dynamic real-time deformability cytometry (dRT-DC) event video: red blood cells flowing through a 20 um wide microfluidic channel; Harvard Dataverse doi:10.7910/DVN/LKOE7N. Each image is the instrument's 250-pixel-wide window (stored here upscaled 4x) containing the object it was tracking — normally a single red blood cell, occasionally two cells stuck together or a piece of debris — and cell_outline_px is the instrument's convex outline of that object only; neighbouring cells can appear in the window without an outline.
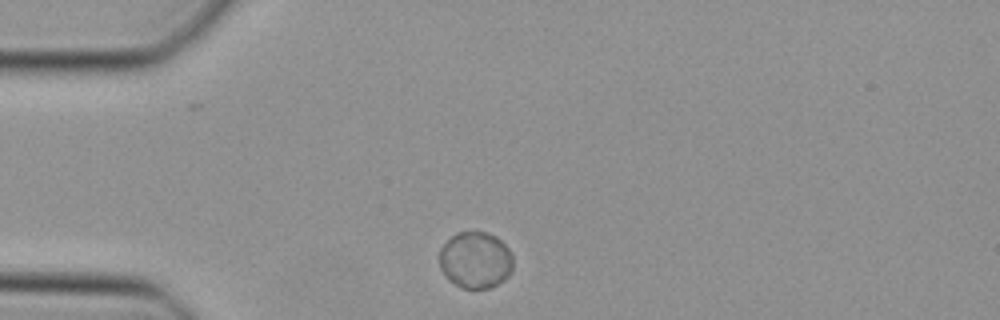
{"species": "Egyptian fruit bat (a non-hibernating species)", "species_latin": "Rousettus aegyptiacus", "temperature_condition": "cold", "stored_images_in_passage": 39, "camera_frame_rate_fps": 3000, "um_per_image_px": 0.085, "animal": {"sex": "female"}, "frame": {"image": 1, "passage_image": 2, "time_ms": 0.333, "image_size_px": [1000, 320], "cell_outline_px": [[512, 272], [504, 280], [492, 288], [460, 288], [448, 280], [440, 268], [440, 248], [456, 232], [484, 232], [496, 236], [508, 248], [512, 256]], "centroid_in_image_um": [40.41, 22.12], "position_along_channel_um": 44.6, "area_um2": 24.39}}
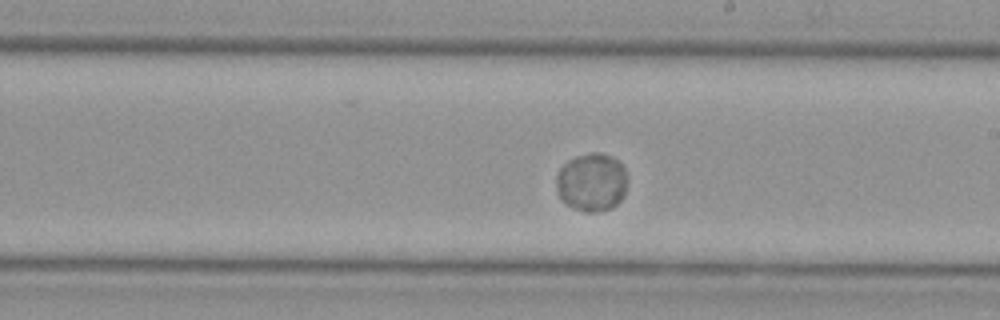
{"frame": {"image": 2, "passage_image": 18, "time_ms": 5.667, "image_size_px": [1000, 320], "cell_outline_px": [[624, 196], [612, 208], [596, 212], [584, 212], [572, 208], [564, 204], [560, 200], [556, 188], [556, 176], [560, 168], [568, 160], [576, 156], [592, 152], [600, 152], [612, 156], [624, 168]], "centroid_in_image_um": [50.23, 15.51], "position_along_channel_um": 238.8, "area_um2": 24.16}}
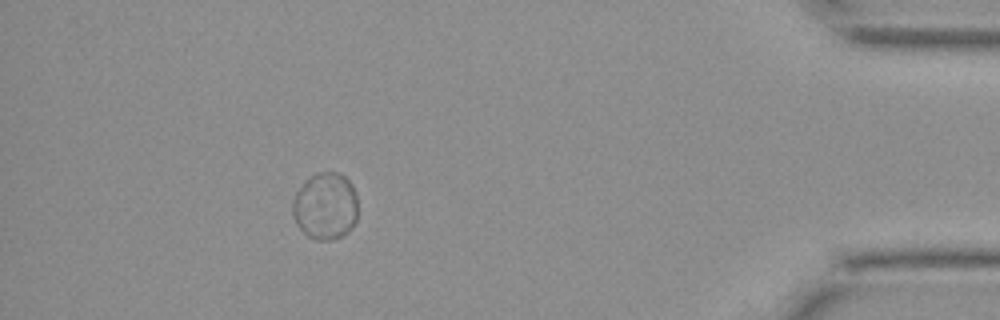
{"frame": {"image": 3, "passage_image": 34, "time_ms": 11.0, "image_size_px": [1000, 320], "cell_outline_px": [[356, 220], [352, 228], [344, 236], [332, 240], [316, 240], [308, 236], [296, 224], [292, 216], [292, 200], [296, 192], [304, 180], [316, 172], [340, 172], [352, 184], [356, 192]], "centroid_in_image_um": [27.64, 17.52], "position_along_channel_um": 407.6, "area_um2": 25.95}}